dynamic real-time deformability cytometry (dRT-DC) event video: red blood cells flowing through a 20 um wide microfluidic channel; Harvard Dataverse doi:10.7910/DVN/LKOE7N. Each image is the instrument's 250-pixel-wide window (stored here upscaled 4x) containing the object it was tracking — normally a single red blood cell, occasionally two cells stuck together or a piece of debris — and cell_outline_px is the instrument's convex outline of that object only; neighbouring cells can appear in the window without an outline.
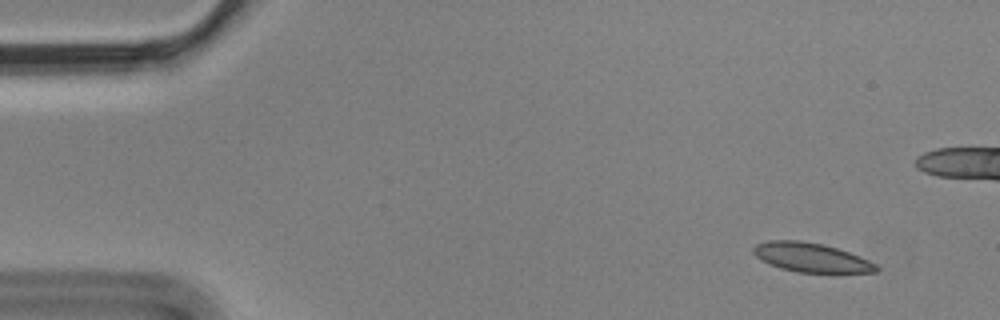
{"species": "Egyptian fruit bat (a non-hibernating species)", "species_latin": "Rousettus aegyptiacus", "temperature_condition": "cold", "stored_images_in_passage": 5, "camera_frame_rate_fps": 3000, "um_per_image_px": 0.085, "animal": {"sex": "male"}, "frame": {"image": 1, "passage_image": 1, "time_ms": 0.0, "image_size_px": [1000, 320], "cell_outline_px": [[880, 268], [876, 272], [796, 272], [780, 268], [756, 256], [752, 252], [752, 248], [756, 244], [768, 240], [800, 240], [820, 244], [836, 248], [848, 252], [868, 260], [876, 264]], "centroid_in_image_um": [68.93, 21.88], "position_along_channel_um": 16.1, "area_um2": 20.52}}